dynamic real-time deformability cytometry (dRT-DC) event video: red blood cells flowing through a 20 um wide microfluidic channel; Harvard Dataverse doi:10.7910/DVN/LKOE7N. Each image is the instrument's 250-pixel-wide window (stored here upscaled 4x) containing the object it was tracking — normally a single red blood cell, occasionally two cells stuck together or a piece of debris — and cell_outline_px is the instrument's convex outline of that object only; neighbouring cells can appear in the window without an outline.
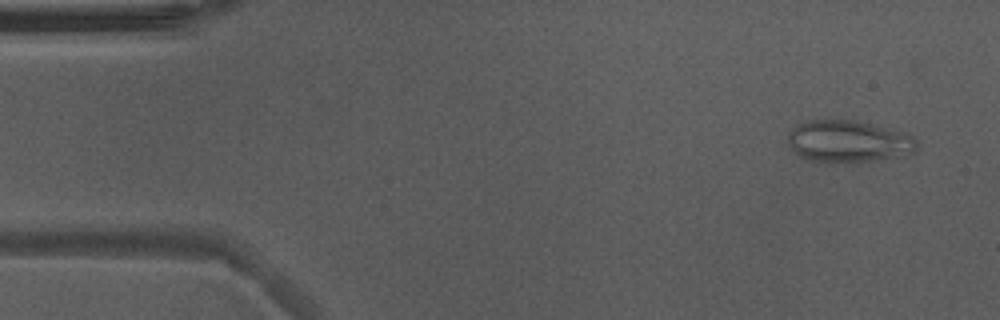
{"species": "Egyptian fruit bat (a non-hibernating species)", "species_latin": "Rousettus aegyptiacus", "temperature_condition": "warm", "stored_images_in_passage": 51, "camera_frame_rate_fps": 3000, "um_per_image_px": 0.085, "animal": {"sex": "male"}, "frame": {"image": 1, "passage_image": 3, "time_ms": 0.667, "image_size_px": [1000, 320], "cell_outline_px": [[916, 148], [912, 152], [896, 156], [868, 160], [808, 160], [800, 156], [788, 144], [788, 132], [792, 128], [804, 120], [852, 120], [904, 132], [912, 136], [916, 140]], "centroid_in_image_um": [72.06, 11.97], "position_along_channel_um": 12.9, "area_um2": 30.4}}
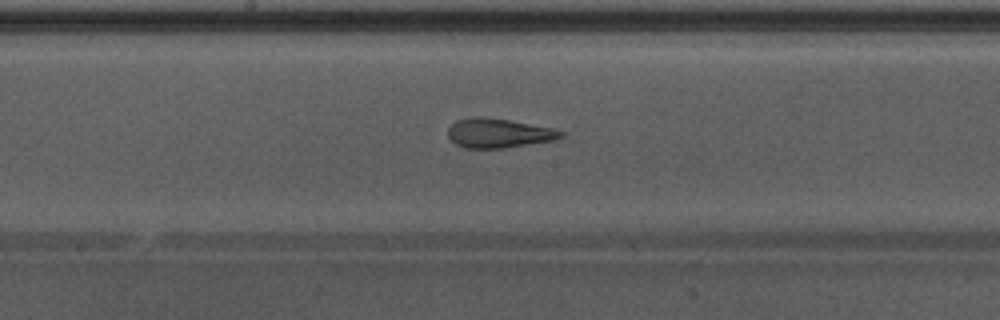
{"frame": {"image": 2, "passage_image": 26, "time_ms": 8.333, "image_size_px": [1000, 320], "cell_outline_px": [[564, 136], [552, 140], [504, 148], [464, 148], [456, 144], [448, 136], [448, 128], [456, 120], [472, 116], [480, 116], [508, 120], [552, 128], [564, 132]], "centroid_in_image_um": [42.34, 11.31], "position_along_channel_um": 205.9, "area_um2": 19.13}}
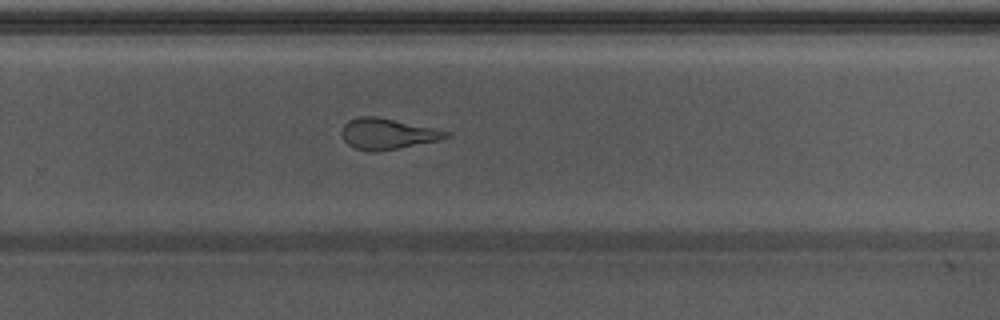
{"frame": {"image": 3, "passage_image": 33, "time_ms": 10.667, "image_size_px": [1000, 320], "cell_outline_px": [[452, 136], [440, 140], [376, 152], [356, 148], [348, 144], [344, 140], [340, 132], [344, 124], [348, 120], [360, 116], [376, 116], [452, 132]], "centroid_in_image_um": [32.94, 11.37], "position_along_channel_um": 296.9, "area_um2": 18.67}, "authors_computed_cell_mechanics": {"area_um2": 21.3282, "velocity_mm_per_s": 3.9137, "shape_relaxation_time_tau1_ms": null, "shape_relaxation_time_tau2_ms": 1.6311, "deformation_change_tau1": null, "deformation_change_tau2": 0.1194}}